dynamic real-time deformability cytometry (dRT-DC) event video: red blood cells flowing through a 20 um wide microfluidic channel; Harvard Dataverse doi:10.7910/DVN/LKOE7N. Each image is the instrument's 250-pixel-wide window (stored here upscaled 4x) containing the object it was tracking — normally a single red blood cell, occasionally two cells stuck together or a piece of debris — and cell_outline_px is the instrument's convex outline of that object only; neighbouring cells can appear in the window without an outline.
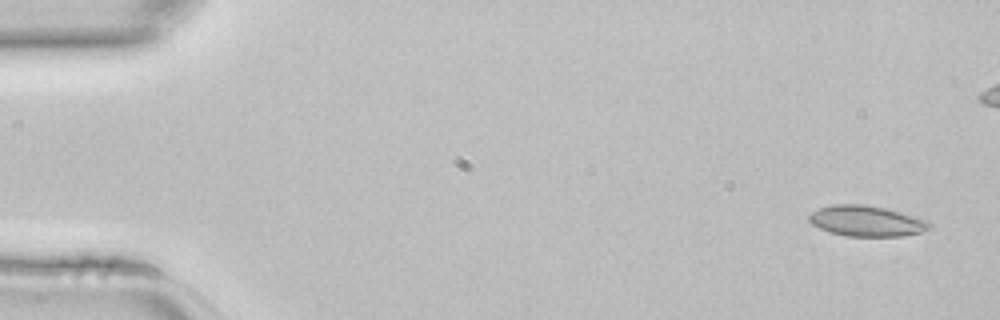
{"species": "common noctule bat (a hibernating species)", "species_latin": "Nyctalus noctula", "temperature_condition": "room temperature", "stored_images_in_passage": 5, "camera_frame_rate_fps": 3000, "um_per_image_px": 0.085, "animal": {"sex": "female", "body_mass_g": 22.7, "forearm_length_mm": 54.2}, "frame": {"image": 1, "passage_image": 1, "time_ms": 0.0, "image_size_px": [1000, 320], "cell_outline_px": [[932, 228], [920, 232], [904, 236], [848, 236], [832, 232], [820, 228], [812, 224], [808, 220], [808, 216], [812, 212], [820, 208], [832, 204], [864, 204], [888, 208], [916, 216], [932, 224]], "centroid_in_image_um": [73.68, 18.77], "position_along_channel_um": 11.3, "area_um2": 21.56}}